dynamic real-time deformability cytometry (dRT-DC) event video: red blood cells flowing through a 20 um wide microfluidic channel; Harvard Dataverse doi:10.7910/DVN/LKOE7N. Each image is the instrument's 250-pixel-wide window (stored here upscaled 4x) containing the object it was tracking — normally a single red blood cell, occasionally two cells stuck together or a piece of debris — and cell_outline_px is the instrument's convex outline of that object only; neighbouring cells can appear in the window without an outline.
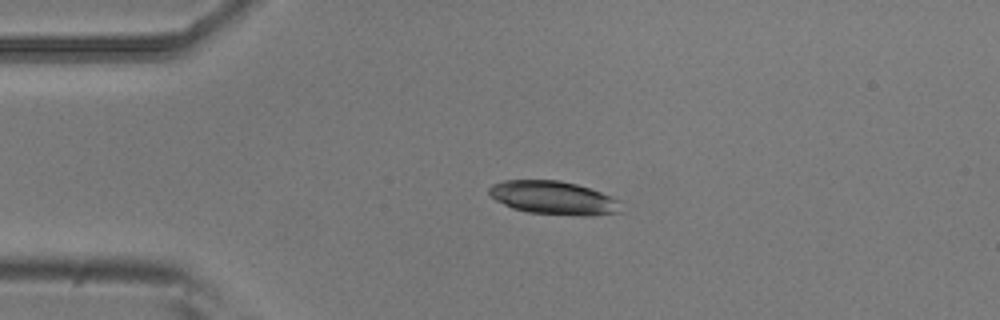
{"species": "common noctule bat (a hibernating species)", "species_latin": "Nyctalus noctula", "temperature_condition": "room temperature", "stored_images_in_passage": 2, "camera_frame_rate_fps": 3000, "um_per_image_px": 0.085, "animal": {"sex": "male", "body_mass_g": 20.5, "forearm_length_mm": 52.5}, "frame": {"image": 1, "passage_image": 1, "time_ms": 0.0, "image_size_px": [1000, 320], "cell_outline_px": [[620, 212], [592, 216], [576, 216], [528, 212], [512, 208], [496, 200], [488, 192], [488, 188], [492, 184], [504, 180], [560, 180], [576, 184], [600, 192], [620, 200]], "centroid_in_image_um": [47.05, 16.82], "position_along_channel_um": 38.0, "area_um2": 25.72}}